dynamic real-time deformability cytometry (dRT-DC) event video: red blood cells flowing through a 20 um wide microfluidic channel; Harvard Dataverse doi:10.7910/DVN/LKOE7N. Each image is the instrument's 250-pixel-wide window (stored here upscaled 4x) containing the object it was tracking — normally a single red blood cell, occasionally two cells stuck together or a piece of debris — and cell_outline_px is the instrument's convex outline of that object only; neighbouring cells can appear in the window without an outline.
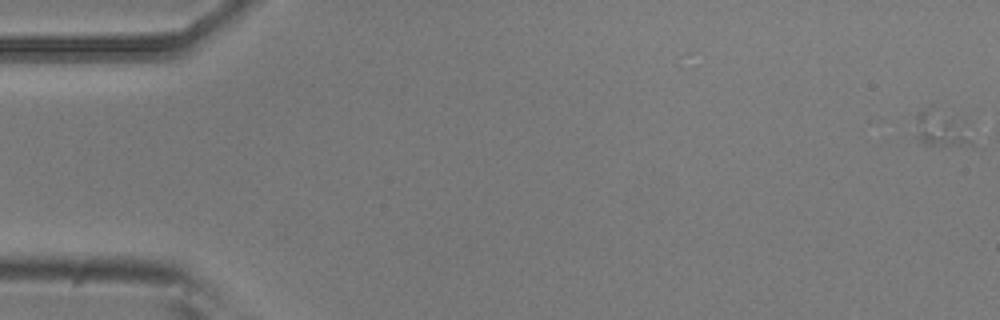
{"species": "common noctule bat (a hibernating species)", "species_latin": "Nyctalus noctula", "temperature_condition": "room temperature", "stored_images_in_passage": 35, "camera_frame_rate_fps": 3000, "um_per_image_px": 0.085, "animal": {"sex": "male", "body_mass_g": 20.5, "forearm_length_mm": 52.5}, "frame": {"image": 1, "passage_image": 1, "time_ms": 0.0, "image_size_px": [1000, 320], "cell_outline_px": [[980, 144], [972, 148], [940, 148], [916, 140], [916, 112], [924, 108], [956, 116], [964, 120]], "centroid_in_image_um": [80.21, 11.08], "position_along_channel_um": 4.8, "area_um2": 13.29}}
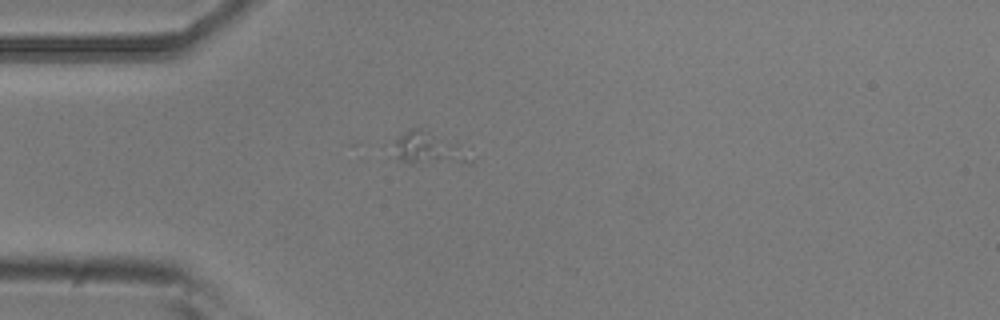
{"frame": {"image": 2, "passage_image": 16, "time_ms": 5.0, "image_size_px": [1000, 320], "cell_outline_px": [[476, 156], [472, 164], [412, 164], [400, 160], [396, 156], [396, 140], [408, 128], [420, 128], [472, 144]], "centroid_in_image_um": [36.78, 12.63], "position_along_channel_um": 48.2, "area_um2": 16.18}}